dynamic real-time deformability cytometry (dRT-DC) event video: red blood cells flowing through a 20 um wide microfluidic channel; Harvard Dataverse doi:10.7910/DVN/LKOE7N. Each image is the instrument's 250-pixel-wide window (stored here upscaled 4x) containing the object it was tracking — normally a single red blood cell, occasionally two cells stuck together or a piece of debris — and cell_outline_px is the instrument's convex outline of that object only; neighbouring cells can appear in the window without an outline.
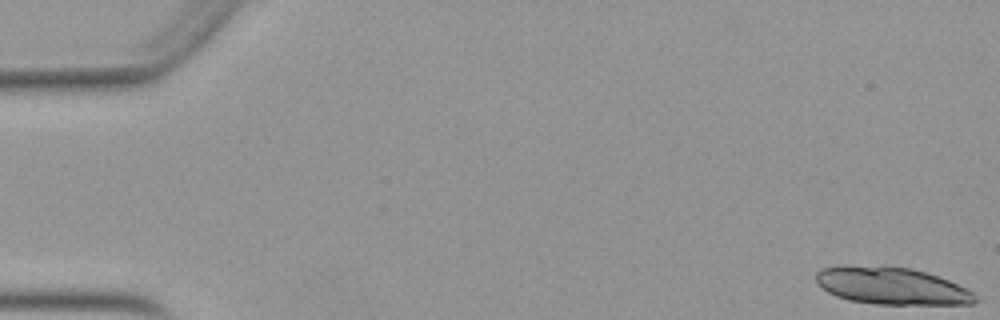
{"species": "Egyptian fruit bat (a non-hibernating species)", "species_latin": "Rousettus aegyptiacus", "temperature_condition": "warm", "stored_images_in_passage": 24, "camera_frame_rate_fps": 3000, "um_per_image_px": 0.085, "animal": {"sex": "female"}, "frame": {"image": 1, "passage_image": 1, "time_ms": 0.0, "image_size_px": [1000, 320], "cell_outline_px": [[976, 300], [972, 304], [876, 304], [852, 300], [836, 296], [828, 292], [816, 280], [816, 272], [820, 268], [844, 264], [912, 268], [948, 280], [972, 292]], "centroid_in_image_um": [75.72, 24.28], "position_along_channel_um": 9.3, "area_um2": 34.16}}